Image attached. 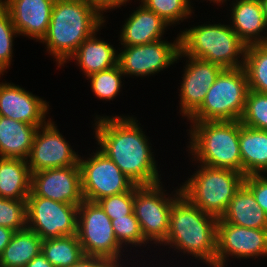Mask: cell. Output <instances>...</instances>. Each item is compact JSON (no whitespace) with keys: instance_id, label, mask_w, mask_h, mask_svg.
<instances>
[{"instance_id":"obj_11","label":"cell","mask_w":267,"mask_h":267,"mask_svg":"<svg viewBox=\"0 0 267 267\" xmlns=\"http://www.w3.org/2000/svg\"><path fill=\"white\" fill-rule=\"evenodd\" d=\"M26 215L27 228L42 240L77 234V205L40 196H28Z\"/></svg>"},{"instance_id":"obj_14","label":"cell","mask_w":267,"mask_h":267,"mask_svg":"<svg viewBox=\"0 0 267 267\" xmlns=\"http://www.w3.org/2000/svg\"><path fill=\"white\" fill-rule=\"evenodd\" d=\"M56 125L53 119H50L46 124L38 127L27 158L31 173L79 165L78 151L73 150Z\"/></svg>"},{"instance_id":"obj_6","label":"cell","mask_w":267,"mask_h":267,"mask_svg":"<svg viewBox=\"0 0 267 267\" xmlns=\"http://www.w3.org/2000/svg\"><path fill=\"white\" fill-rule=\"evenodd\" d=\"M244 178L245 175L235 170L198 164L194 174L180 185V190L190 203L220 219L244 184Z\"/></svg>"},{"instance_id":"obj_43","label":"cell","mask_w":267,"mask_h":267,"mask_svg":"<svg viewBox=\"0 0 267 267\" xmlns=\"http://www.w3.org/2000/svg\"><path fill=\"white\" fill-rule=\"evenodd\" d=\"M265 8H266V17H267V0H264Z\"/></svg>"},{"instance_id":"obj_9","label":"cell","mask_w":267,"mask_h":267,"mask_svg":"<svg viewBox=\"0 0 267 267\" xmlns=\"http://www.w3.org/2000/svg\"><path fill=\"white\" fill-rule=\"evenodd\" d=\"M77 236L85 255L108 258L117 264L124 260L125 250L116 240L111 219L97 202L83 200L78 206Z\"/></svg>"},{"instance_id":"obj_20","label":"cell","mask_w":267,"mask_h":267,"mask_svg":"<svg viewBox=\"0 0 267 267\" xmlns=\"http://www.w3.org/2000/svg\"><path fill=\"white\" fill-rule=\"evenodd\" d=\"M125 20L120 30L122 46L143 45L163 39L169 25L155 12L140 4Z\"/></svg>"},{"instance_id":"obj_27","label":"cell","mask_w":267,"mask_h":267,"mask_svg":"<svg viewBox=\"0 0 267 267\" xmlns=\"http://www.w3.org/2000/svg\"><path fill=\"white\" fill-rule=\"evenodd\" d=\"M41 252L54 267H69L85 255L77 234L43 240Z\"/></svg>"},{"instance_id":"obj_5","label":"cell","mask_w":267,"mask_h":267,"mask_svg":"<svg viewBox=\"0 0 267 267\" xmlns=\"http://www.w3.org/2000/svg\"><path fill=\"white\" fill-rule=\"evenodd\" d=\"M246 47L229 24L193 25L180 33V51L184 56L211 62L223 69L243 67Z\"/></svg>"},{"instance_id":"obj_12","label":"cell","mask_w":267,"mask_h":267,"mask_svg":"<svg viewBox=\"0 0 267 267\" xmlns=\"http://www.w3.org/2000/svg\"><path fill=\"white\" fill-rule=\"evenodd\" d=\"M118 64L124 77H149L177 63L180 51V33L175 40H157L143 45L122 46Z\"/></svg>"},{"instance_id":"obj_13","label":"cell","mask_w":267,"mask_h":267,"mask_svg":"<svg viewBox=\"0 0 267 267\" xmlns=\"http://www.w3.org/2000/svg\"><path fill=\"white\" fill-rule=\"evenodd\" d=\"M263 256H267V229L241 227L218 219L215 267L227 266L228 257L255 260Z\"/></svg>"},{"instance_id":"obj_23","label":"cell","mask_w":267,"mask_h":267,"mask_svg":"<svg viewBox=\"0 0 267 267\" xmlns=\"http://www.w3.org/2000/svg\"><path fill=\"white\" fill-rule=\"evenodd\" d=\"M220 219L241 227L267 229L266 212L261 209L252 192L244 184L235 193Z\"/></svg>"},{"instance_id":"obj_37","label":"cell","mask_w":267,"mask_h":267,"mask_svg":"<svg viewBox=\"0 0 267 267\" xmlns=\"http://www.w3.org/2000/svg\"><path fill=\"white\" fill-rule=\"evenodd\" d=\"M90 6L95 8L102 16L106 12L127 6L130 0H85ZM108 10V11H107Z\"/></svg>"},{"instance_id":"obj_34","label":"cell","mask_w":267,"mask_h":267,"mask_svg":"<svg viewBox=\"0 0 267 267\" xmlns=\"http://www.w3.org/2000/svg\"><path fill=\"white\" fill-rule=\"evenodd\" d=\"M0 226L13 231L27 228L26 199L0 197Z\"/></svg>"},{"instance_id":"obj_29","label":"cell","mask_w":267,"mask_h":267,"mask_svg":"<svg viewBox=\"0 0 267 267\" xmlns=\"http://www.w3.org/2000/svg\"><path fill=\"white\" fill-rule=\"evenodd\" d=\"M123 76L124 74L118 64L110 69L94 73L86 79L90 80V88L99 100L110 102L121 92Z\"/></svg>"},{"instance_id":"obj_4","label":"cell","mask_w":267,"mask_h":267,"mask_svg":"<svg viewBox=\"0 0 267 267\" xmlns=\"http://www.w3.org/2000/svg\"><path fill=\"white\" fill-rule=\"evenodd\" d=\"M188 150L193 161L242 173L240 120L190 122Z\"/></svg>"},{"instance_id":"obj_44","label":"cell","mask_w":267,"mask_h":267,"mask_svg":"<svg viewBox=\"0 0 267 267\" xmlns=\"http://www.w3.org/2000/svg\"><path fill=\"white\" fill-rule=\"evenodd\" d=\"M1 75H4V73L0 70V77H1Z\"/></svg>"},{"instance_id":"obj_7","label":"cell","mask_w":267,"mask_h":267,"mask_svg":"<svg viewBox=\"0 0 267 267\" xmlns=\"http://www.w3.org/2000/svg\"><path fill=\"white\" fill-rule=\"evenodd\" d=\"M249 92L243 67L223 69L189 122L240 120Z\"/></svg>"},{"instance_id":"obj_17","label":"cell","mask_w":267,"mask_h":267,"mask_svg":"<svg viewBox=\"0 0 267 267\" xmlns=\"http://www.w3.org/2000/svg\"><path fill=\"white\" fill-rule=\"evenodd\" d=\"M49 107V102L25 88L0 82V116L40 127L51 119L46 118Z\"/></svg>"},{"instance_id":"obj_35","label":"cell","mask_w":267,"mask_h":267,"mask_svg":"<svg viewBox=\"0 0 267 267\" xmlns=\"http://www.w3.org/2000/svg\"><path fill=\"white\" fill-rule=\"evenodd\" d=\"M97 203L111 220L130 215L134 208V187L128 192L104 197Z\"/></svg>"},{"instance_id":"obj_25","label":"cell","mask_w":267,"mask_h":267,"mask_svg":"<svg viewBox=\"0 0 267 267\" xmlns=\"http://www.w3.org/2000/svg\"><path fill=\"white\" fill-rule=\"evenodd\" d=\"M31 192V172L27 160L0 157V197L27 199Z\"/></svg>"},{"instance_id":"obj_16","label":"cell","mask_w":267,"mask_h":267,"mask_svg":"<svg viewBox=\"0 0 267 267\" xmlns=\"http://www.w3.org/2000/svg\"><path fill=\"white\" fill-rule=\"evenodd\" d=\"M186 57V66L183 69L182 82L180 83L179 92V112L183 118L188 119L203 103L207 91L213 85L216 78L223 70L217 64L196 59L179 51L177 60Z\"/></svg>"},{"instance_id":"obj_3","label":"cell","mask_w":267,"mask_h":267,"mask_svg":"<svg viewBox=\"0 0 267 267\" xmlns=\"http://www.w3.org/2000/svg\"><path fill=\"white\" fill-rule=\"evenodd\" d=\"M217 222L181 194L171 205L168 236L161 245L215 267Z\"/></svg>"},{"instance_id":"obj_26","label":"cell","mask_w":267,"mask_h":267,"mask_svg":"<svg viewBox=\"0 0 267 267\" xmlns=\"http://www.w3.org/2000/svg\"><path fill=\"white\" fill-rule=\"evenodd\" d=\"M43 240L32 230L15 231L0 255V267H25L41 253Z\"/></svg>"},{"instance_id":"obj_21","label":"cell","mask_w":267,"mask_h":267,"mask_svg":"<svg viewBox=\"0 0 267 267\" xmlns=\"http://www.w3.org/2000/svg\"><path fill=\"white\" fill-rule=\"evenodd\" d=\"M95 32L84 40L77 51L68 59L75 60L86 78L94 73L110 69L118 65L119 52L112 44L98 39Z\"/></svg>"},{"instance_id":"obj_36","label":"cell","mask_w":267,"mask_h":267,"mask_svg":"<svg viewBox=\"0 0 267 267\" xmlns=\"http://www.w3.org/2000/svg\"><path fill=\"white\" fill-rule=\"evenodd\" d=\"M244 185L252 192L261 209L267 214V174L247 175Z\"/></svg>"},{"instance_id":"obj_40","label":"cell","mask_w":267,"mask_h":267,"mask_svg":"<svg viewBox=\"0 0 267 267\" xmlns=\"http://www.w3.org/2000/svg\"><path fill=\"white\" fill-rule=\"evenodd\" d=\"M25 267H54L41 252L29 261Z\"/></svg>"},{"instance_id":"obj_19","label":"cell","mask_w":267,"mask_h":267,"mask_svg":"<svg viewBox=\"0 0 267 267\" xmlns=\"http://www.w3.org/2000/svg\"><path fill=\"white\" fill-rule=\"evenodd\" d=\"M233 1H231L230 5V7L232 6L230 8V19L232 20L230 21V26L238 37L247 46L251 44H266L267 17L264 0Z\"/></svg>"},{"instance_id":"obj_8","label":"cell","mask_w":267,"mask_h":267,"mask_svg":"<svg viewBox=\"0 0 267 267\" xmlns=\"http://www.w3.org/2000/svg\"><path fill=\"white\" fill-rule=\"evenodd\" d=\"M162 185L159 182L134 186L133 211L142 235L148 243L157 246H161L168 236L171 205L181 195L180 186L169 195Z\"/></svg>"},{"instance_id":"obj_2","label":"cell","mask_w":267,"mask_h":267,"mask_svg":"<svg viewBox=\"0 0 267 267\" xmlns=\"http://www.w3.org/2000/svg\"><path fill=\"white\" fill-rule=\"evenodd\" d=\"M105 22L106 16L85 0H55L47 34L40 43H45L46 52L55 57L60 68Z\"/></svg>"},{"instance_id":"obj_41","label":"cell","mask_w":267,"mask_h":267,"mask_svg":"<svg viewBox=\"0 0 267 267\" xmlns=\"http://www.w3.org/2000/svg\"><path fill=\"white\" fill-rule=\"evenodd\" d=\"M203 1H204V0H203ZM207 1H210V3L212 2L213 4H216V5L220 6V4L222 5V4H224L226 1H229V0H207ZM189 2H190V0H189ZM191 2H192V0H191Z\"/></svg>"},{"instance_id":"obj_42","label":"cell","mask_w":267,"mask_h":267,"mask_svg":"<svg viewBox=\"0 0 267 267\" xmlns=\"http://www.w3.org/2000/svg\"><path fill=\"white\" fill-rule=\"evenodd\" d=\"M114 267H125V265H122L121 263L120 264H116ZM127 267V265H126Z\"/></svg>"},{"instance_id":"obj_32","label":"cell","mask_w":267,"mask_h":267,"mask_svg":"<svg viewBox=\"0 0 267 267\" xmlns=\"http://www.w3.org/2000/svg\"><path fill=\"white\" fill-rule=\"evenodd\" d=\"M111 223L116 240L123 249L131 245L134 248V246L142 247L144 245L146 247V245L149 244L142 235L140 225L134 211L130 215L111 220Z\"/></svg>"},{"instance_id":"obj_31","label":"cell","mask_w":267,"mask_h":267,"mask_svg":"<svg viewBox=\"0 0 267 267\" xmlns=\"http://www.w3.org/2000/svg\"><path fill=\"white\" fill-rule=\"evenodd\" d=\"M240 122L244 126L267 131V94L249 90Z\"/></svg>"},{"instance_id":"obj_1","label":"cell","mask_w":267,"mask_h":267,"mask_svg":"<svg viewBox=\"0 0 267 267\" xmlns=\"http://www.w3.org/2000/svg\"><path fill=\"white\" fill-rule=\"evenodd\" d=\"M128 116V117H127ZM95 116L94 137L97 147L135 185L161 182L152 144L133 116ZM97 120V121H96ZM150 145V146H149Z\"/></svg>"},{"instance_id":"obj_38","label":"cell","mask_w":267,"mask_h":267,"mask_svg":"<svg viewBox=\"0 0 267 267\" xmlns=\"http://www.w3.org/2000/svg\"><path fill=\"white\" fill-rule=\"evenodd\" d=\"M116 264L108 258L84 255L76 264L69 267H114Z\"/></svg>"},{"instance_id":"obj_22","label":"cell","mask_w":267,"mask_h":267,"mask_svg":"<svg viewBox=\"0 0 267 267\" xmlns=\"http://www.w3.org/2000/svg\"><path fill=\"white\" fill-rule=\"evenodd\" d=\"M37 129L35 125L0 116V157L27 160Z\"/></svg>"},{"instance_id":"obj_18","label":"cell","mask_w":267,"mask_h":267,"mask_svg":"<svg viewBox=\"0 0 267 267\" xmlns=\"http://www.w3.org/2000/svg\"><path fill=\"white\" fill-rule=\"evenodd\" d=\"M55 0H0L19 36L41 42L46 36Z\"/></svg>"},{"instance_id":"obj_28","label":"cell","mask_w":267,"mask_h":267,"mask_svg":"<svg viewBox=\"0 0 267 267\" xmlns=\"http://www.w3.org/2000/svg\"><path fill=\"white\" fill-rule=\"evenodd\" d=\"M243 68L249 90L267 94V43L246 47Z\"/></svg>"},{"instance_id":"obj_10","label":"cell","mask_w":267,"mask_h":267,"mask_svg":"<svg viewBox=\"0 0 267 267\" xmlns=\"http://www.w3.org/2000/svg\"><path fill=\"white\" fill-rule=\"evenodd\" d=\"M85 159L79 157L84 200H98L130 191L135 184L99 149Z\"/></svg>"},{"instance_id":"obj_33","label":"cell","mask_w":267,"mask_h":267,"mask_svg":"<svg viewBox=\"0 0 267 267\" xmlns=\"http://www.w3.org/2000/svg\"><path fill=\"white\" fill-rule=\"evenodd\" d=\"M19 33L12 23L9 12L0 3V70L5 73L13 58V42ZM15 37V38H14Z\"/></svg>"},{"instance_id":"obj_39","label":"cell","mask_w":267,"mask_h":267,"mask_svg":"<svg viewBox=\"0 0 267 267\" xmlns=\"http://www.w3.org/2000/svg\"><path fill=\"white\" fill-rule=\"evenodd\" d=\"M14 232L15 231L10 228L0 226V255L10 242Z\"/></svg>"},{"instance_id":"obj_30","label":"cell","mask_w":267,"mask_h":267,"mask_svg":"<svg viewBox=\"0 0 267 267\" xmlns=\"http://www.w3.org/2000/svg\"><path fill=\"white\" fill-rule=\"evenodd\" d=\"M140 2L148 10L160 16L169 26L180 24L194 13L189 0H141Z\"/></svg>"},{"instance_id":"obj_15","label":"cell","mask_w":267,"mask_h":267,"mask_svg":"<svg viewBox=\"0 0 267 267\" xmlns=\"http://www.w3.org/2000/svg\"><path fill=\"white\" fill-rule=\"evenodd\" d=\"M29 196H40L79 206L84 200L79 165L44 169L31 173Z\"/></svg>"},{"instance_id":"obj_24","label":"cell","mask_w":267,"mask_h":267,"mask_svg":"<svg viewBox=\"0 0 267 267\" xmlns=\"http://www.w3.org/2000/svg\"><path fill=\"white\" fill-rule=\"evenodd\" d=\"M239 148L243 175L267 174V131L240 122Z\"/></svg>"}]
</instances>
